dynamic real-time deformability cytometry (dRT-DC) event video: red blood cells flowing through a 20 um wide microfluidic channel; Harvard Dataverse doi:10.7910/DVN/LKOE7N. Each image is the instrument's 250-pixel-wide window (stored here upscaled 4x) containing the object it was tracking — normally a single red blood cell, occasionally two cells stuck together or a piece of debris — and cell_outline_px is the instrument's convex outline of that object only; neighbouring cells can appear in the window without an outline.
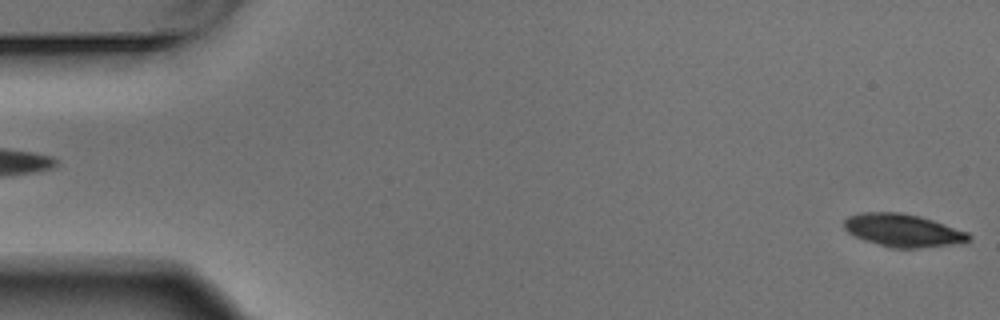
{"species": "Egyptian fruit bat (a non-hibernating species)", "species_latin": "Rousettus aegyptiacus", "temperature_condition": "warm", "stored_images_in_passage": 6, "segment_of_instrument_passage": [2, 2], "camera_frame_rate_fps": 3000, "um_per_image_px": 0.085, "animal": {"sex": "male"}, "frame": {"image": 1, "passage_image": 6, "time_ms": 1.667, "image_size_px": [1000, 320], "cell_outline_px": [[972, 236], [968, 240], [948, 244], [920, 248], [896, 248], [876, 244], [864, 240], [848, 232], [844, 228], [844, 220], [848, 216], [860, 212], [900, 212], [920, 216], [968, 232]], "centroid_in_image_um": [76.7, 19.56], "position_along_channel_um": 8.3, "area_um2": 23.58}}